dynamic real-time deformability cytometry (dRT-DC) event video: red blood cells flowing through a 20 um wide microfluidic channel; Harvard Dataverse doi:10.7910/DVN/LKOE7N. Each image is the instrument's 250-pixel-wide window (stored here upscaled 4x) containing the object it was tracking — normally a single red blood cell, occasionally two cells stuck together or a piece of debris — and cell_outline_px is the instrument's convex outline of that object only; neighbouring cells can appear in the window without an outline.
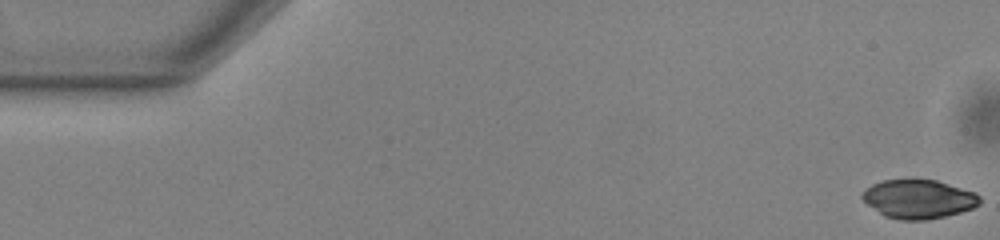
{"species": "common noctule bat (a hibernating species)", "species_latin": "Nyctalus noctula", "temperature_condition": "warm", "stored_images_in_passage": 53, "camera_frame_rate_fps": 3000, "um_per_image_px": 0.085, "animal": {"sex": "male", "body_mass_g": 13.0, "forearm_length_mm": 53.1}, "frame": {"image": 1, "passage_image": 1, "time_ms": 0.0, "image_size_px": [1000, 240], "cell_outline_px": [[980, 204], [972, 208], [960, 212], [944, 216], [924, 220], [900, 220], [884, 216], [868, 204], [860, 196], [872, 184], [884, 180], [912, 176], [936, 180], [976, 192], [980, 196]], "centroid_in_image_um": [78.08, 16.87], "position_along_channel_um": 6.9, "area_um2": 27.05}}
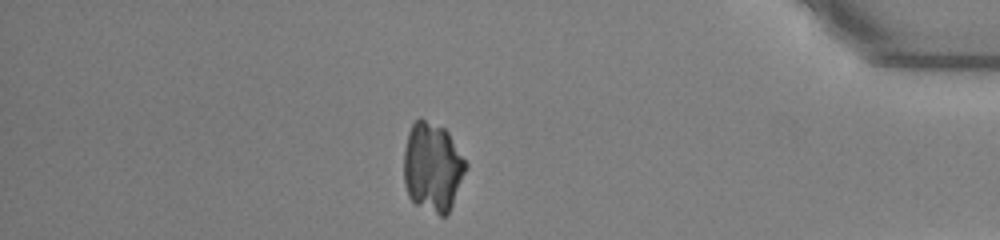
{"frame": {"image": 2, "passage_image": 46, "time_ms": 15.0, "image_size_px": [1000, 240], "cell_outline_px": [[468, 168], [452, 204], [448, 212], [444, 216], [440, 216], [416, 204], [408, 196], [404, 184], [404, 148], [408, 132], [412, 124], [420, 116], [444, 128], [448, 132], [468, 164]], "centroid_in_image_um": [36.76, 14.18], "position_along_channel_um": 398.4, "area_um2": 32.43}}
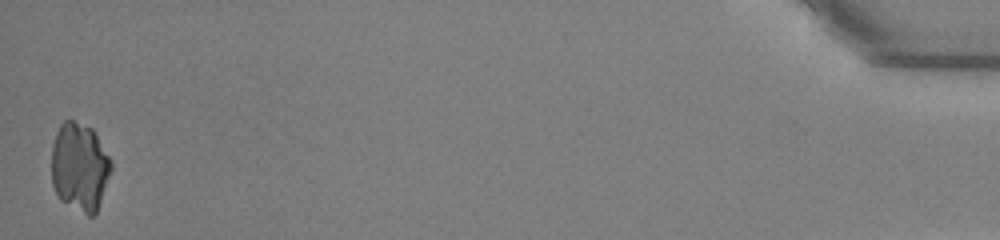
{"frame": {"image": 3, "passage_image": 53, "time_ms": 17.333, "image_size_px": [1000, 240], "cell_outline_px": [[112, 168], [96, 212], [92, 216], [88, 216], [60, 200], [52, 184], [52, 144], [56, 132], [60, 124], [64, 120], [72, 120], [92, 128], [112, 160]], "centroid_in_image_um": [6.77, 14.17], "position_along_channel_um": 428.4, "area_um2": 30.69}}